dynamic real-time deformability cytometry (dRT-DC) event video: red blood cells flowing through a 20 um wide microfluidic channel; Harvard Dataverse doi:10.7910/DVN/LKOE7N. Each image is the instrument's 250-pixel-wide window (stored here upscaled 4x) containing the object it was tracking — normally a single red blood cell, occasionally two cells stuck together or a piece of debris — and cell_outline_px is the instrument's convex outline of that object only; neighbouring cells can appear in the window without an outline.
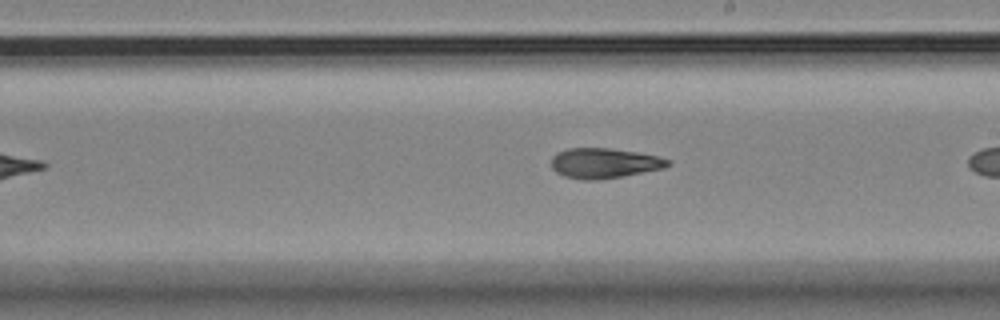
{"species": "Egyptian fruit bat (a non-hibernating species)", "species_latin": "Rousettus aegyptiacus", "temperature_condition": "room temperature", "stored_images_in_passage": 9, "segment_of_instrument_passage": [2, 2], "camera_frame_rate_fps": 3000, "um_per_image_px": 0.085, "animal": {"sex": "female"}, "frame": {"image": 1, "passage_image": 9, "time_ms": 9.0, "image_size_px": [1000, 320], "cell_outline_px": [[672, 164], [664, 168], [620, 176], [596, 180], [584, 180], [564, 176], [556, 172], [552, 168], [552, 156], [556, 152], [568, 148], [608, 148], [636, 152], [656, 156], [672, 160]], "centroid_in_image_um": [51.34, 13.86], "position_along_channel_um": 237.7, "area_um2": 20.35}}